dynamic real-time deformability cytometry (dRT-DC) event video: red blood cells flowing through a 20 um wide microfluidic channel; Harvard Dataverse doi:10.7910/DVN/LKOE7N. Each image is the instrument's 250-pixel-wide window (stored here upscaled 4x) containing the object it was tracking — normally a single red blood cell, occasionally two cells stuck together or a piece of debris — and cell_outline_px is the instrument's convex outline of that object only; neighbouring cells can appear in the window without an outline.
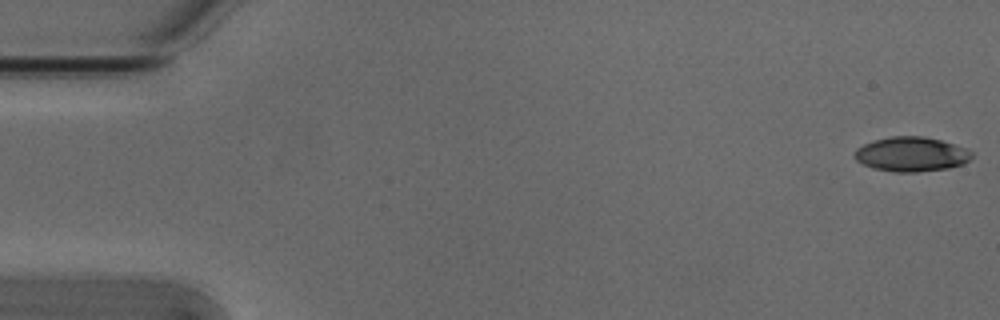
{"species": "Egyptian fruit bat (a non-hibernating species)", "species_latin": "Rousettus aegyptiacus", "temperature_condition": "cold", "stored_images_in_passage": 54, "camera_frame_rate_fps": 3000, "um_per_image_px": 0.085, "animal": {"sex": "male"}, "frame": {"image": 1, "passage_image": 1, "time_ms": 0.0, "image_size_px": [1000, 320], "cell_outline_px": [[972, 156], [964, 164], [948, 168], [916, 172], [896, 172], [872, 168], [856, 160], [852, 156], [856, 148], [864, 144], [876, 140], [892, 136], [924, 136], [940, 140], [964, 148], [972, 152]], "centroid_in_image_um": [77.43, 13.11], "position_along_channel_um": 7.6, "area_um2": 23.47}}
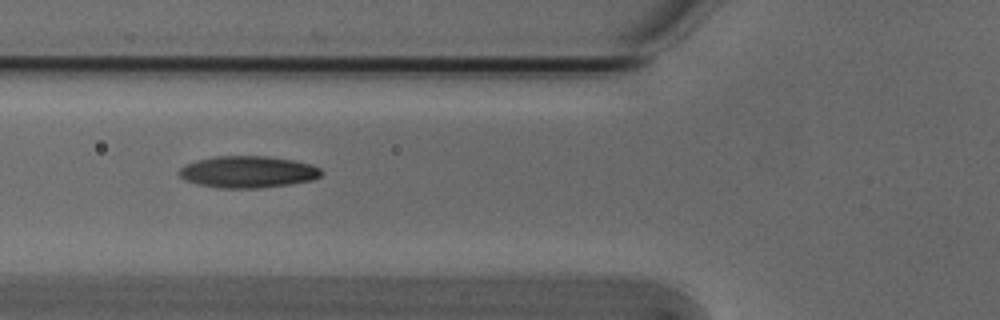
{"frame": {"image": 2, "passage_image": 20, "time_ms": 6.333, "image_size_px": [1000, 320], "cell_outline_px": [[324, 172], [320, 176], [312, 180], [288, 184], [260, 188], [220, 188], [196, 184], [184, 180], [176, 172], [180, 168], [188, 164], [200, 160], [216, 156], [268, 156], [292, 160], [312, 164], [320, 168]], "centroid_in_image_um": [21.08, 14.61], "position_along_channel_um": 104.7, "area_um2": 26.3}}
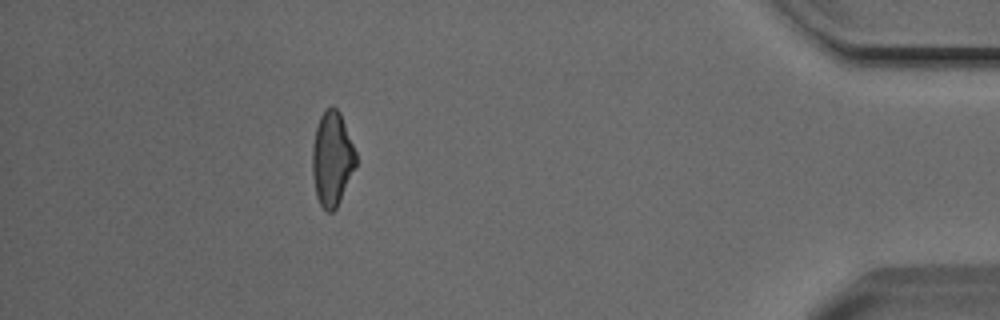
{"frame": {"image": 3, "passage_image": 48, "time_ms": 15.667, "image_size_px": [1000, 320], "cell_outline_px": [[356, 164], [340, 200], [336, 208], [332, 212], [328, 212], [320, 204], [316, 196], [312, 176], [312, 148], [316, 128], [320, 116], [332, 104], [340, 112], [356, 152]], "centroid_in_image_um": [28.21, 13.49], "position_along_channel_um": 407.0, "area_um2": 23.76}, "authors_computed_cell_mechanics": {"area_um2": 24.5361, "velocity_mm_per_s": 3.8268, "shape_relaxation_time_tau1_ms": 5.6758, "shape_relaxation_time_tau2_ms": 4.6814, "deformation_change_tau1": 0.1673, "deformation_change_tau2": 0.1195}}